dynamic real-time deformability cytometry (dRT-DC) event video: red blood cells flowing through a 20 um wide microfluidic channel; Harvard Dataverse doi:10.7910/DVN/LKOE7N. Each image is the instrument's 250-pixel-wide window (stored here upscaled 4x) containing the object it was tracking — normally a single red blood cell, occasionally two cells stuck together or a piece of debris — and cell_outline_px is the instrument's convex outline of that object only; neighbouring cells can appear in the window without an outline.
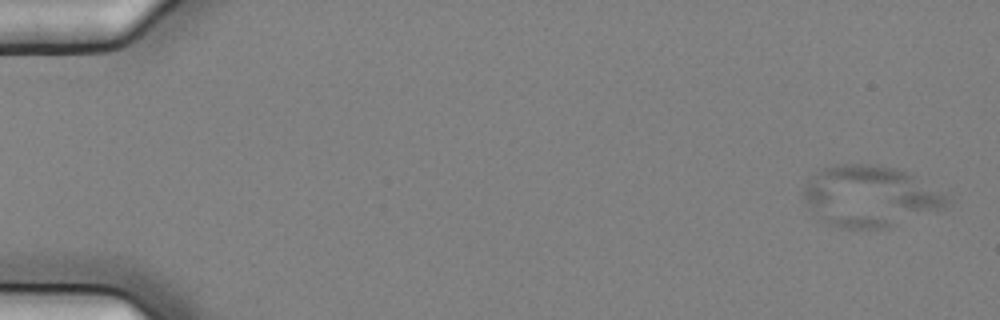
{"species": "common noctule bat (a hibernating species)", "species_latin": "Nyctalus noctula", "temperature_condition": "cold", "stored_images_in_passage": 15, "camera_frame_rate_fps": 3000, "um_per_image_px": 0.085, "animal": {"sex": "female", "body_mass_g": 25.1}, "frame": {"image": 1, "passage_image": 2, "time_ms": 0.333, "image_size_px": [1000, 320], "cell_outline_px": [[952, 200], [944, 208], [888, 228], [848, 228], [828, 224], [820, 220], [808, 204], [800, 192], [804, 184], [816, 172], [824, 168], [840, 164], [876, 164], [892, 168], [904, 172], [912, 176]], "centroid_in_image_um": [73.89, 16.69], "position_along_channel_um": 11.1, "area_um2": 50.34}}
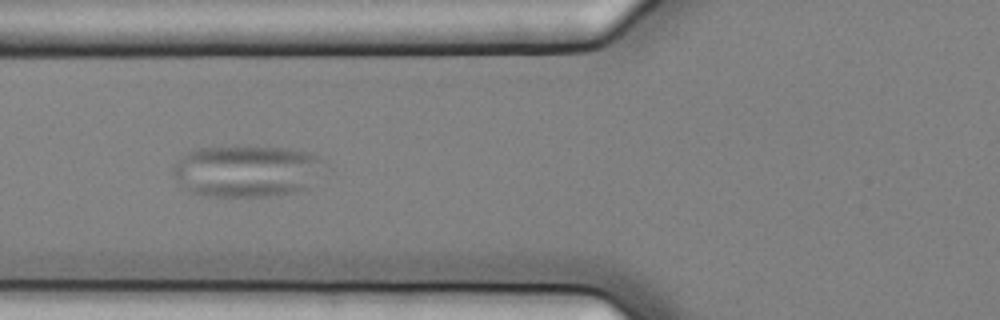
{"frame": {"image": 2, "passage_image": 7, "time_ms": 2.0, "image_size_px": [1000, 320], "cell_outline_px": [[328, 160], [308, 188], [292, 192], [268, 196], [208, 196], [192, 192], [184, 188], [172, 176], [172, 168], [188, 152], [200, 148], [256, 144], [288, 148], [308, 152], [320, 156]], "centroid_in_image_um": [21.01, 14.5], "position_along_channel_um": 104.8, "area_um2": 46.41}}
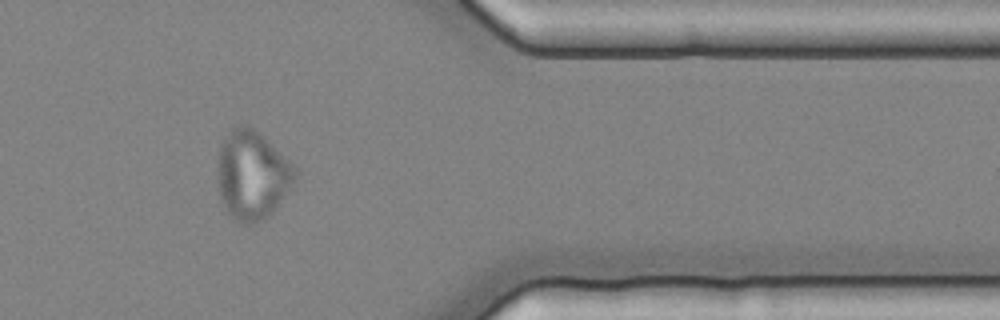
{"frame": {"image": 3, "passage_image": 14, "time_ms": 4.333, "image_size_px": [1000, 320], "cell_outline_px": [[296, 176], [292, 184], [272, 212], [264, 220], [252, 224], [244, 224], [236, 220], [224, 208], [220, 196], [216, 172], [220, 144], [228, 132], [232, 128], [240, 124], [244, 124], [260, 132], [296, 168]], "centroid_in_image_um": [21.39, 14.87], "position_along_channel_um": 390.0, "area_um2": 40.06}}